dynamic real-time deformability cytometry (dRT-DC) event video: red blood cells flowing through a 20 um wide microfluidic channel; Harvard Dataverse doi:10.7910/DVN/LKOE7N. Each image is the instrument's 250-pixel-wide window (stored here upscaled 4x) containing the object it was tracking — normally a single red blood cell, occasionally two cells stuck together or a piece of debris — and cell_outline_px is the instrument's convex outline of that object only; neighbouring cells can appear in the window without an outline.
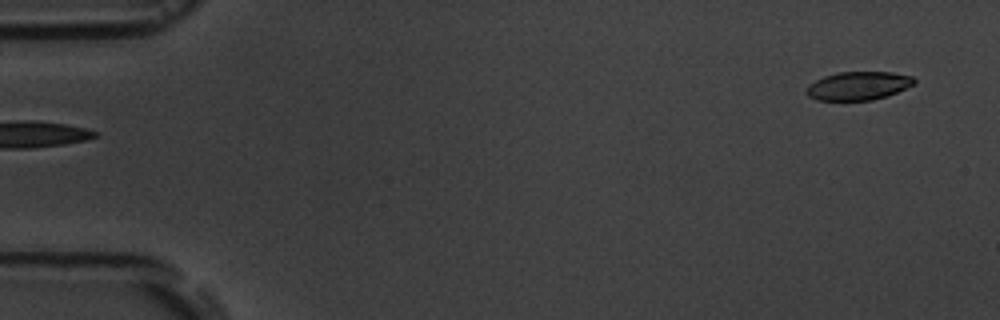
{"species": "common noctule bat (a hibernating species)", "species_latin": "Nyctalus noctula", "temperature_condition": "room temperature", "stored_images_in_passage": 6, "segment_of_instrument_passage": [2, 2], "camera_frame_rate_fps": 3000, "um_per_image_px": 0.085, "animal": {"sex": "male", "body_mass_g": 19.5, "forearm_length_mm": 54.6}, "frame": {"image": 1, "passage_image": 6, "time_ms": 6.0, "image_size_px": [1000, 320], "cell_outline_px": [[916, 84], [888, 96], [872, 100], [816, 100], [808, 96], [804, 92], [808, 84], [824, 76], [840, 72], [892, 72], [912, 76], [916, 80]], "centroid_in_image_um": [72.96, 7.3], "position_along_channel_um": 12.0, "area_um2": 18.03}}